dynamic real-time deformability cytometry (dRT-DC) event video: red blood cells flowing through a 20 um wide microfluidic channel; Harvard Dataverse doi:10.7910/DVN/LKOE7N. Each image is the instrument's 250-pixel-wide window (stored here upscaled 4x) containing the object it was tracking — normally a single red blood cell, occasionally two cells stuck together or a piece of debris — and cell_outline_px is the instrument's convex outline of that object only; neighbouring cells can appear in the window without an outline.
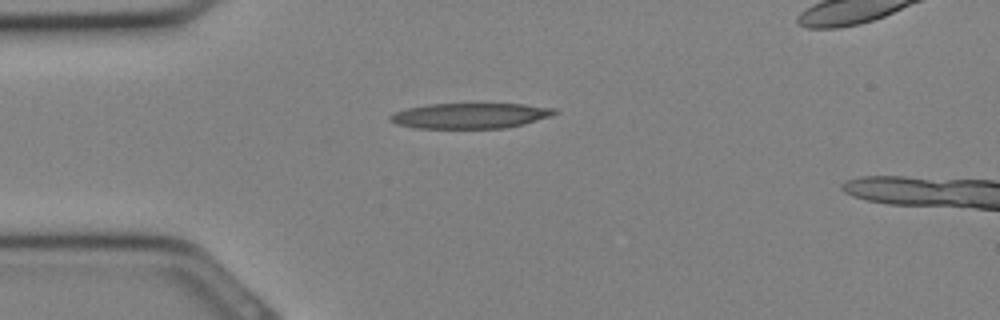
{"species": "Egyptian fruit bat (a non-hibernating species)", "species_latin": "Rousettus aegyptiacus", "temperature_condition": "cold", "stored_images_in_passage": 3, "camera_frame_rate_fps": 3000, "um_per_image_px": 0.085, "animal": {"sex": "female"}, "frame": {"image": 1, "passage_image": 1, "time_ms": 0.0, "image_size_px": [1000, 320], "cell_outline_px": [[560, 112], [552, 116], [524, 124], [504, 128], [416, 128], [396, 124], [388, 116], [396, 112], [408, 108], [428, 104], [524, 104], [556, 108]], "centroid_in_image_um": [40.04, 9.83], "position_along_channel_um": 45.0, "area_um2": 24.33}}